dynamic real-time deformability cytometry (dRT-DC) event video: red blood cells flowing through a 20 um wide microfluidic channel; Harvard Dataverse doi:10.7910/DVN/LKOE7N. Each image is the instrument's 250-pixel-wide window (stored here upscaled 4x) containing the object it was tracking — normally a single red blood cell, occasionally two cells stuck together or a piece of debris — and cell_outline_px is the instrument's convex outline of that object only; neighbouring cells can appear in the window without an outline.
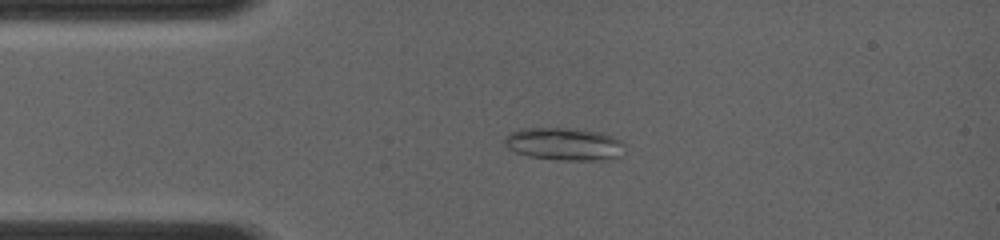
{"species": "common noctule bat (a hibernating species)", "species_latin": "Nyctalus noctula", "temperature_condition": "room temperature", "stored_images_in_passage": 5, "camera_frame_rate_fps": 4000, "um_per_image_px": 0.085, "animal": {"sex": "female", "body_mass_g": 19.0, "forearm_length_mm": 56.7}, "frame": {"image": 1, "passage_image": 4, "time_ms": 2.75, "image_size_px": [1000, 240], "cell_outline_px": [[624, 144], [620, 156], [612, 160], [564, 160], [528, 156], [516, 152], [508, 148], [504, 144], [504, 136], [508, 132], [524, 128], [568, 128], [600, 132], [612, 136], [620, 140]], "centroid_in_image_um": [47.94, 12.24], "position_along_channel_um": 37.1, "area_um2": 22.95}}